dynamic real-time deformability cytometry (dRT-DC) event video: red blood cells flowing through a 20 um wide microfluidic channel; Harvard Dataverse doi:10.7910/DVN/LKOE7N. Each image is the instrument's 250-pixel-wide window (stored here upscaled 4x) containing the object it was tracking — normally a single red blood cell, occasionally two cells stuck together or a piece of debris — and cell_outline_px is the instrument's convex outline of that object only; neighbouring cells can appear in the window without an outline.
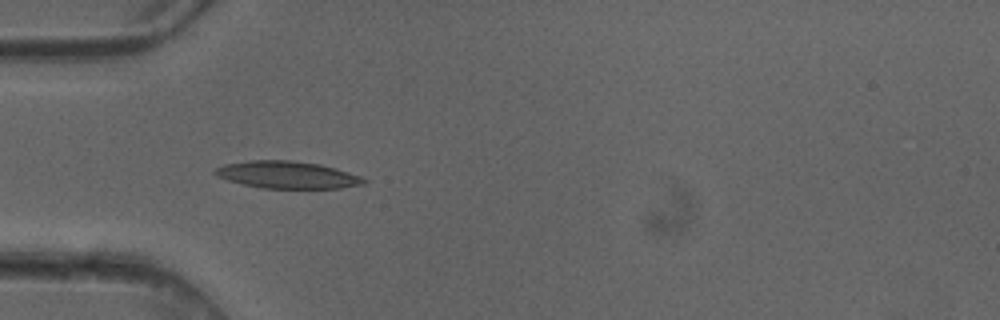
{"species": "common noctule bat (a hibernating species)", "species_latin": "Nyctalus noctula", "temperature_condition": "cold", "stored_images_in_passage": 5, "camera_frame_rate_fps": 3000, "um_per_image_px": 0.085, "animal": {"sex": "female"}, "frame": {"image": 1, "passage_image": 5, "time_ms": 1.333, "image_size_px": [1000, 320], "cell_outline_px": [[368, 180], [364, 184], [340, 188], [260, 188], [228, 180], [216, 176], [212, 172], [216, 168], [224, 164], [248, 160], [292, 160], [320, 164], [336, 168], [360, 176]], "centroid_in_image_um": [24.41, 14.85], "position_along_channel_um": 60.6, "area_um2": 23.64}}